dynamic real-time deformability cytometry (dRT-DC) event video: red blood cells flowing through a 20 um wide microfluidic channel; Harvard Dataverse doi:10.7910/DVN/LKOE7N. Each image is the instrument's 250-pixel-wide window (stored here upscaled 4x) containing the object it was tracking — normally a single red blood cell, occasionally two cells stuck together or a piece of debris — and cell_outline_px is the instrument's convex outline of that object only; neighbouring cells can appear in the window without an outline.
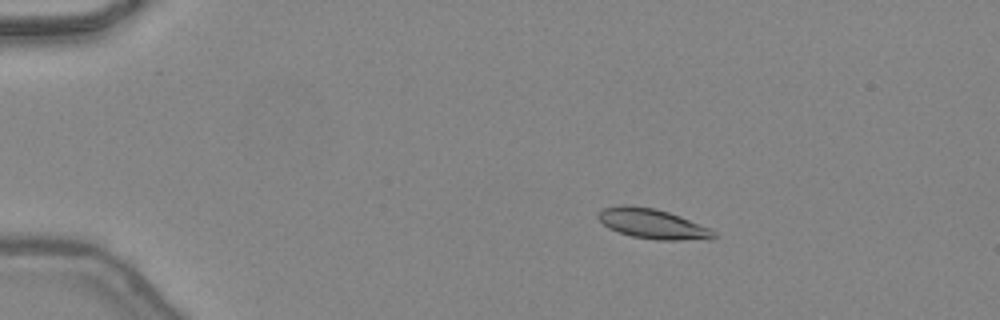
{"species": "common noctule bat (a hibernating species)", "species_latin": "Nyctalus noctula", "temperature_condition": "warm", "stored_images_in_passage": 47, "camera_frame_rate_fps": 3000, "um_per_image_px": 0.085, "animal": {"sex": "female", "body_mass_g": 24.6, "forearm_length_mm": 56.2}, "frame": {"image": 1, "passage_image": 9, "time_ms": 2.667, "image_size_px": [1000, 320], "cell_outline_px": [[720, 236], [712, 240], [660, 240], [632, 236], [608, 228], [596, 216], [596, 212], [604, 208], [624, 204], [656, 208], [680, 216], [708, 228], [716, 232]], "centroid_in_image_um": [55.5, 19.03], "position_along_channel_um": 29.5, "area_um2": 20.29}}
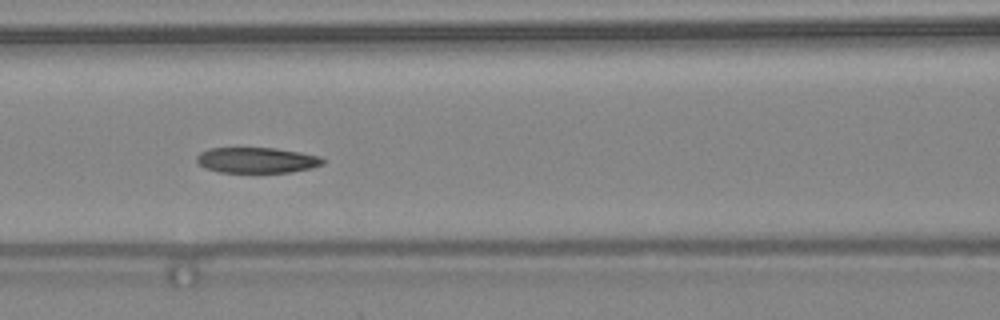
{"frame": {"image": 2, "passage_image": 22, "time_ms": 7.0, "image_size_px": [1000, 320], "cell_outline_px": [[324, 164], [312, 168], [288, 172], [220, 172], [204, 168], [196, 160], [196, 156], [200, 152], [208, 148], [276, 148], [300, 152], [320, 156], [324, 160]], "centroid_in_image_um": [21.82, 13.61], "position_along_channel_um": 144.8, "area_um2": 18.84}}
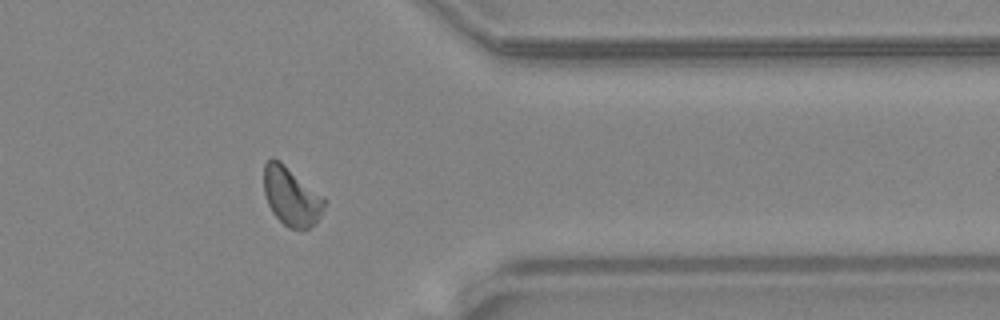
{"frame": {"image": 3, "passage_image": 39, "time_ms": 12.667, "image_size_px": [1000, 320], "cell_outline_px": [[324, 208], [316, 224], [308, 228], [288, 228], [272, 212], [268, 204], [264, 192], [264, 164], [272, 156], [280, 160], [324, 196]], "centroid_in_image_um": [24.76, 16.66], "position_along_channel_um": 386.6, "area_um2": 20.69}, "authors_computed_cell_mechanics": {"area_um2": 19.9988, "velocity_mm_per_s": 4.4493, "shape_relaxation_time_tau1_ms": 4.5317, "shape_relaxation_time_tau2_ms": 4.9903, "deformation_change_tau1": 0.1465, "deformation_change_tau2": 0.1284}}